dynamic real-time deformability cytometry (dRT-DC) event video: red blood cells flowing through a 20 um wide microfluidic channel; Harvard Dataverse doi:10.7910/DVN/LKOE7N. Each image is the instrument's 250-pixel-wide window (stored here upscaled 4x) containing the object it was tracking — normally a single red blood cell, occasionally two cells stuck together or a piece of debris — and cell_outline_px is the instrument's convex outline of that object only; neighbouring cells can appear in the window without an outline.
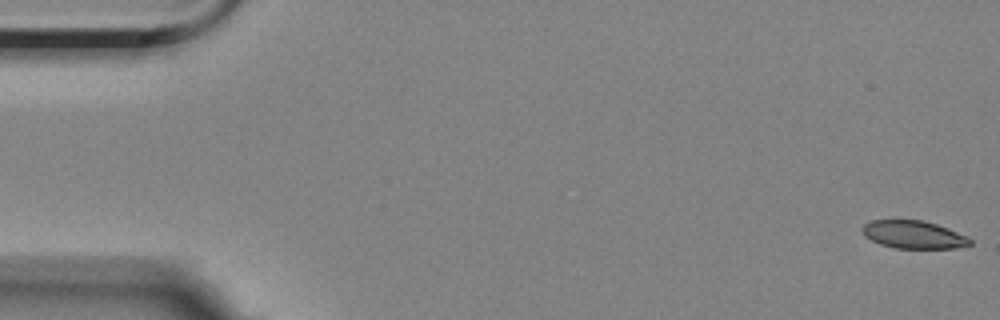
{"species": "Egyptian fruit bat (a non-hibernating species)", "species_latin": "Rousettus aegyptiacus", "temperature_condition": "room temperature", "stored_images_in_passage": 57, "camera_frame_rate_fps": 3000, "um_per_image_px": 0.085, "animal": {"sex": "female"}, "frame": {"image": 1, "passage_image": 1, "time_ms": 0.0, "image_size_px": [1000, 320], "cell_outline_px": [[972, 244], [956, 248], [896, 248], [880, 244], [864, 236], [860, 228], [864, 224], [872, 220], [924, 220], [948, 228], [968, 236], [972, 240]], "centroid_in_image_um": [77.66, 19.94], "position_along_channel_um": 7.3, "area_um2": 17.57}}
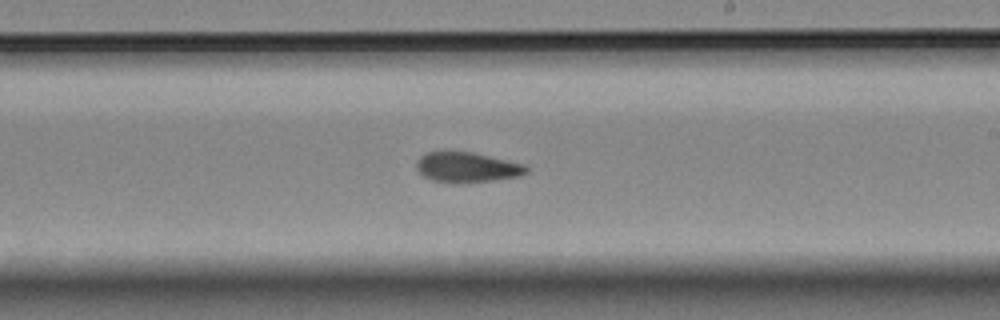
{"frame": {"image": 2, "passage_image": 33, "time_ms": 10.667, "image_size_px": [1000, 320], "cell_outline_px": [[528, 172], [520, 176], [492, 180], [452, 184], [432, 180], [424, 176], [416, 168], [416, 160], [424, 152], [444, 148], [452, 148], [472, 152], [524, 164], [528, 168]], "centroid_in_image_um": [39.6, 14.17], "position_along_channel_um": 249.4, "area_um2": 20.11}}
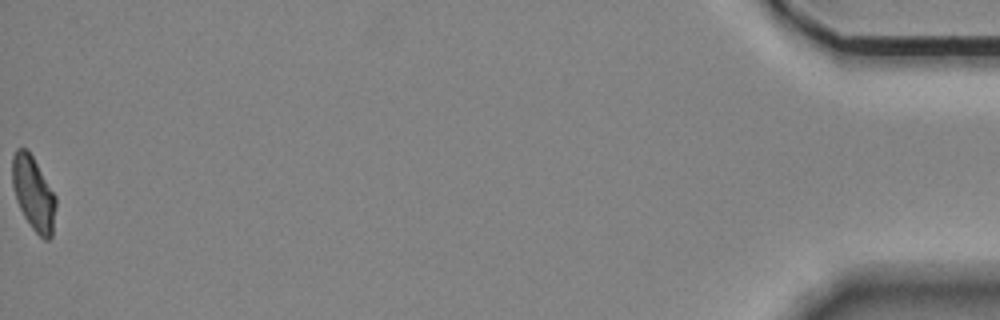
{"frame": {"image": 3, "passage_image": 57, "time_ms": 18.667, "image_size_px": [1000, 320], "cell_outline_px": [[56, 204], [52, 236], [48, 240], [44, 240], [32, 228], [24, 216], [16, 200], [12, 184], [12, 156], [16, 148], [24, 148], [32, 156], [56, 196]], "centroid_in_image_um": [2.84, 16.45], "position_along_channel_um": 432.4, "area_um2": 18.61}, "authors_computed_cell_mechanics": {"area_um2": 19.3052, "velocity_mm_per_s": 3.5345, "shape_relaxation_time_tau1_ms": 10.0284, "shape_relaxation_time_tau2_ms": 2.4044, "deformation_change_tau1": 0.195, "deformation_change_tau2": 0.0762}}